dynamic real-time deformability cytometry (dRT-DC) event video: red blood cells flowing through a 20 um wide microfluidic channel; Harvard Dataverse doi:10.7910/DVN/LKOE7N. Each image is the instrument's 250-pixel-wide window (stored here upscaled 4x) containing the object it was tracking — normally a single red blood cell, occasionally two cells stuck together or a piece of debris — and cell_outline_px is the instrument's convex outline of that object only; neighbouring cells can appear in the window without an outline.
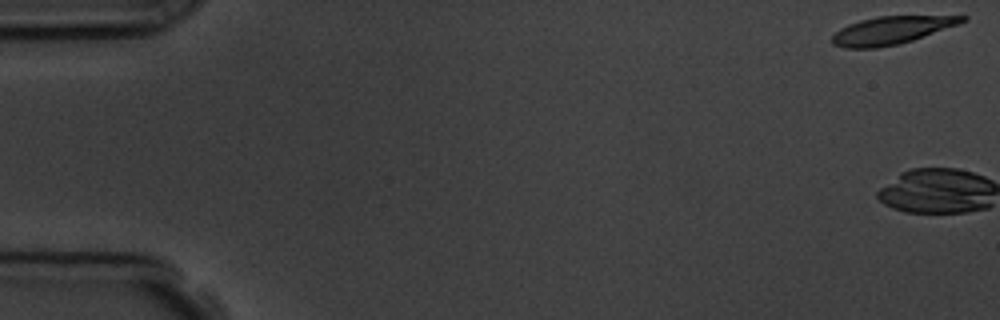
{"species": "common noctule bat (a hibernating species)", "species_latin": "Nyctalus noctula", "temperature_condition": "room temperature", "stored_images_in_passage": 5, "camera_frame_rate_fps": 3000, "um_per_image_px": 0.085, "animal": {"sex": "male", "body_mass_g": 19.5, "forearm_length_mm": 54.6}, "frame": {"image": 1, "passage_image": 1, "time_ms": 0.0, "image_size_px": [1000, 320], "cell_outline_px": [[968, 20], [960, 24], [912, 40], [896, 44], [876, 48], [844, 48], [832, 44], [832, 36], [840, 28], [848, 24], [860, 20], [880, 16], [968, 16]], "centroid_in_image_um": [75.76, 2.57], "position_along_channel_um": 9.2, "area_um2": 20.92}}